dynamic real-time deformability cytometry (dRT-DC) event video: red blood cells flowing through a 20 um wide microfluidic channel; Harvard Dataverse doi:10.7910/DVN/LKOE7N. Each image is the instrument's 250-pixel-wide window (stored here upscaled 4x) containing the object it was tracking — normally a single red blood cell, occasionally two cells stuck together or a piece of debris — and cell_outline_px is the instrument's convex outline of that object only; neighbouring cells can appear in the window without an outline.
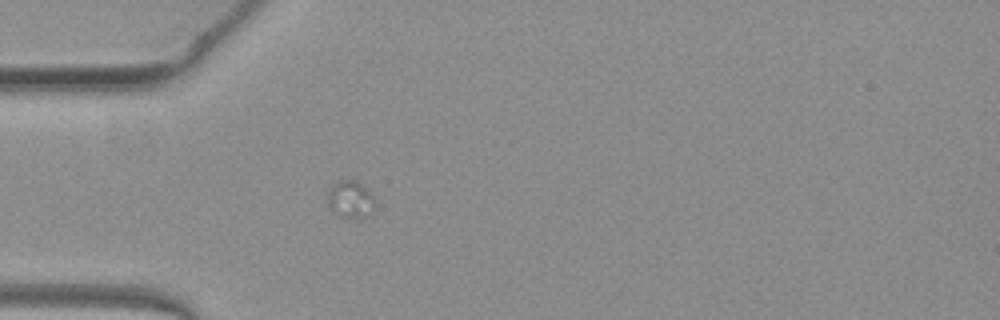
{"species": "common noctule bat (a hibernating species)", "species_latin": "Nyctalus noctula", "temperature_condition": "warm", "stored_images_in_passage": 10, "camera_frame_rate_fps": 3000, "um_per_image_px": 0.085, "animal": {"sex": "female", "body_mass_g": 19.3, "forearm_length_mm": 54.1}, "frame": {"image": 1, "passage_image": 1, "time_ms": 0.0, "image_size_px": [1000, 320], "cell_outline_px": [[372, 212], [356, 220], [340, 216], [332, 212], [328, 208], [328, 188], [332, 184], [340, 180], [356, 180], [372, 196]], "centroid_in_image_um": [29.7, 16.97], "position_along_channel_um": 55.3, "area_um2": 10.17}}